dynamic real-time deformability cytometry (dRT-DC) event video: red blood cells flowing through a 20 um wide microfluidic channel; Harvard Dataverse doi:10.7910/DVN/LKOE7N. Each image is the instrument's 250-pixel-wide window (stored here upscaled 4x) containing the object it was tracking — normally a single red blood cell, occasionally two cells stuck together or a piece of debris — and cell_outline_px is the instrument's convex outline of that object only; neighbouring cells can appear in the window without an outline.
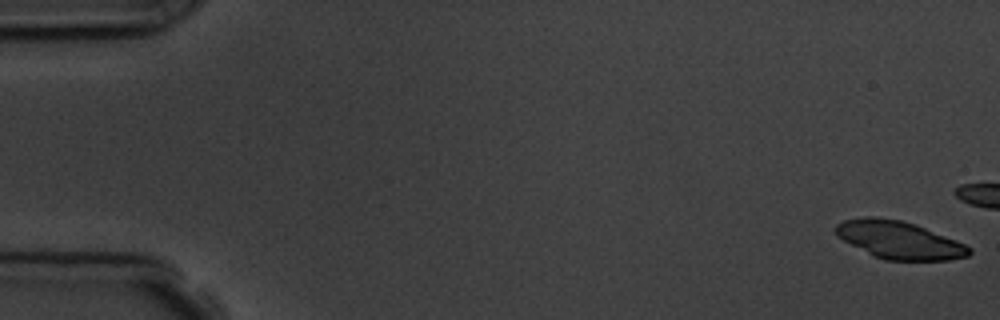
{"species": "common noctule bat (a hibernating species)", "species_latin": "Nyctalus noctula", "temperature_condition": "room temperature", "stored_images_in_passage": 4, "camera_frame_rate_fps": 3000, "um_per_image_px": 0.085, "animal": {"sex": "male", "body_mass_g": 19.5, "forearm_length_mm": 54.6}, "frame": {"image": 1, "passage_image": 1, "time_ms": 0.0, "image_size_px": [1000, 320], "cell_outline_px": [[972, 252], [968, 256], [948, 260], [884, 260], [872, 256], [836, 236], [832, 228], [836, 224], [844, 220], [864, 216], [876, 216], [900, 220], [916, 224], [956, 240], [972, 248]], "centroid_in_image_um": [76.39, 20.39], "position_along_channel_um": 8.6, "area_um2": 29.59}}